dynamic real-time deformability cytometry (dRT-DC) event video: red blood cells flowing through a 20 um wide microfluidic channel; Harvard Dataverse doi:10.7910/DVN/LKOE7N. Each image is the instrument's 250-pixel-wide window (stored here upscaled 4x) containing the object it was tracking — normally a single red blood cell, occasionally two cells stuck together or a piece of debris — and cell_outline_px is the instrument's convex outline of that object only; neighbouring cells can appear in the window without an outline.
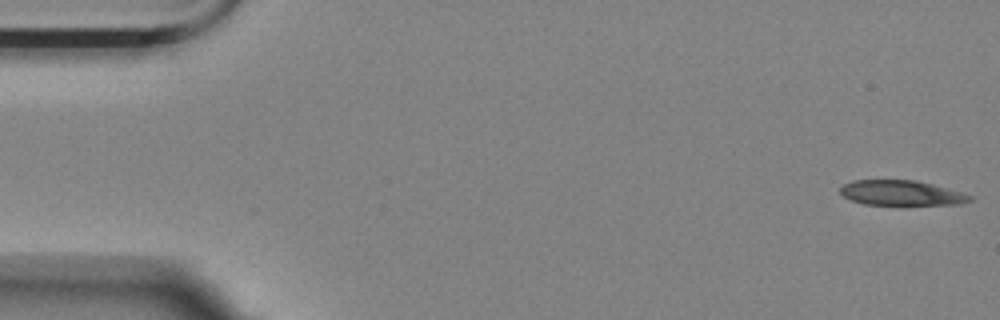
{"species": "Egyptian fruit bat (a non-hibernating species)", "species_latin": "Rousettus aegyptiacus", "temperature_condition": "room temperature", "stored_images_in_passage": 12, "camera_frame_rate_fps": 3000, "um_per_image_px": 0.085, "animal": {"sex": "female"}, "frame": {"image": 1, "passage_image": 1, "time_ms": 0.0, "image_size_px": [1000, 320], "cell_outline_px": [[972, 200], [960, 204], [864, 204], [852, 200], [844, 196], [840, 192], [840, 188], [844, 184], [852, 180], [916, 180], [932, 184], [960, 192], [972, 196]], "centroid_in_image_um": [76.59, 16.39], "position_along_channel_um": 8.4, "area_um2": 18.55}}